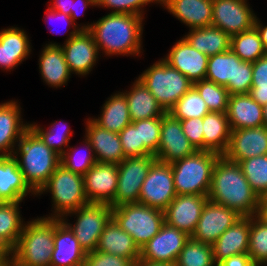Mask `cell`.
Listing matches in <instances>:
<instances>
[{
  "label": "cell",
  "instance_id": "f546056e",
  "mask_svg": "<svg viewBox=\"0 0 267 266\" xmlns=\"http://www.w3.org/2000/svg\"><path fill=\"white\" fill-rule=\"evenodd\" d=\"M36 193L25 182L14 157H0V202H22Z\"/></svg>",
  "mask_w": 267,
  "mask_h": 266
},
{
  "label": "cell",
  "instance_id": "d590c367",
  "mask_svg": "<svg viewBox=\"0 0 267 266\" xmlns=\"http://www.w3.org/2000/svg\"><path fill=\"white\" fill-rule=\"evenodd\" d=\"M236 62H243L232 50L209 57L205 80L227 87L235 84Z\"/></svg>",
  "mask_w": 267,
  "mask_h": 266
},
{
  "label": "cell",
  "instance_id": "83f0119b",
  "mask_svg": "<svg viewBox=\"0 0 267 266\" xmlns=\"http://www.w3.org/2000/svg\"><path fill=\"white\" fill-rule=\"evenodd\" d=\"M39 56V73L43 81L52 88L67 85L71 72L65 61L61 45L58 43L46 44Z\"/></svg>",
  "mask_w": 267,
  "mask_h": 266
},
{
  "label": "cell",
  "instance_id": "ac0fdd59",
  "mask_svg": "<svg viewBox=\"0 0 267 266\" xmlns=\"http://www.w3.org/2000/svg\"><path fill=\"white\" fill-rule=\"evenodd\" d=\"M207 200L208 196L177 195L164 210L165 223L185 232L191 237Z\"/></svg>",
  "mask_w": 267,
  "mask_h": 266
},
{
  "label": "cell",
  "instance_id": "c3c4849f",
  "mask_svg": "<svg viewBox=\"0 0 267 266\" xmlns=\"http://www.w3.org/2000/svg\"><path fill=\"white\" fill-rule=\"evenodd\" d=\"M126 157L143 156V143H140L139 121H134L118 133Z\"/></svg>",
  "mask_w": 267,
  "mask_h": 266
},
{
  "label": "cell",
  "instance_id": "74e56055",
  "mask_svg": "<svg viewBox=\"0 0 267 266\" xmlns=\"http://www.w3.org/2000/svg\"><path fill=\"white\" fill-rule=\"evenodd\" d=\"M61 120L53 122L47 129L35 124H29V127L41 138V140L58 155L65 152V148L69 146V141L73 131L69 126ZM58 128V129H57ZM64 147V148H63Z\"/></svg>",
  "mask_w": 267,
  "mask_h": 266
},
{
  "label": "cell",
  "instance_id": "7402d4cb",
  "mask_svg": "<svg viewBox=\"0 0 267 266\" xmlns=\"http://www.w3.org/2000/svg\"><path fill=\"white\" fill-rule=\"evenodd\" d=\"M21 109L15 100L0 104V157H12L15 146L29 128V123L22 121Z\"/></svg>",
  "mask_w": 267,
  "mask_h": 266
},
{
  "label": "cell",
  "instance_id": "816d5d0a",
  "mask_svg": "<svg viewBox=\"0 0 267 266\" xmlns=\"http://www.w3.org/2000/svg\"><path fill=\"white\" fill-rule=\"evenodd\" d=\"M182 130L198 151H204L203 117L181 120Z\"/></svg>",
  "mask_w": 267,
  "mask_h": 266
},
{
  "label": "cell",
  "instance_id": "d4e9b609",
  "mask_svg": "<svg viewBox=\"0 0 267 266\" xmlns=\"http://www.w3.org/2000/svg\"><path fill=\"white\" fill-rule=\"evenodd\" d=\"M23 29L10 27L0 31V68L10 71L31 53L30 40Z\"/></svg>",
  "mask_w": 267,
  "mask_h": 266
},
{
  "label": "cell",
  "instance_id": "bcb514c9",
  "mask_svg": "<svg viewBox=\"0 0 267 266\" xmlns=\"http://www.w3.org/2000/svg\"><path fill=\"white\" fill-rule=\"evenodd\" d=\"M249 95L262 106L267 103V54L252 63V85Z\"/></svg>",
  "mask_w": 267,
  "mask_h": 266
},
{
  "label": "cell",
  "instance_id": "9c48e42d",
  "mask_svg": "<svg viewBox=\"0 0 267 266\" xmlns=\"http://www.w3.org/2000/svg\"><path fill=\"white\" fill-rule=\"evenodd\" d=\"M74 215L77 218L75 224L72 225L68 223L67 216ZM111 219L112 207L109 204L88 203L68 213L61 220L74 233L83 250L90 252L96 250L100 235Z\"/></svg>",
  "mask_w": 267,
  "mask_h": 266
},
{
  "label": "cell",
  "instance_id": "484cf974",
  "mask_svg": "<svg viewBox=\"0 0 267 266\" xmlns=\"http://www.w3.org/2000/svg\"><path fill=\"white\" fill-rule=\"evenodd\" d=\"M250 217H241L230 226L213 244L214 261L218 265L232 255L248 252Z\"/></svg>",
  "mask_w": 267,
  "mask_h": 266
},
{
  "label": "cell",
  "instance_id": "f907efd6",
  "mask_svg": "<svg viewBox=\"0 0 267 266\" xmlns=\"http://www.w3.org/2000/svg\"><path fill=\"white\" fill-rule=\"evenodd\" d=\"M84 266H134V263L124 257L100 252H86Z\"/></svg>",
  "mask_w": 267,
  "mask_h": 266
},
{
  "label": "cell",
  "instance_id": "f5cc1de1",
  "mask_svg": "<svg viewBox=\"0 0 267 266\" xmlns=\"http://www.w3.org/2000/svg\"><path fill=\"white\" fill-rule=\"evenodd\" d=\"M217 266H255L248 253L232 255L221 261Z\"/></svg>",
  "mask_w": 267,
  "mask_h": 266
},
{
  "label": "cell",
  "instance_id": "2e32d148",
  "mask_svg": "<svg viewBox=\"0 0 267 266\" xmlns=\"http://www.w3.org/2000/svg\"><path fill=\"white\" fill-rule=\"evenodd\" d=\"M85 194L89 203L115 207L118 184V164L95 163L84 175Z\"/></svg>",
  "mask_w": 267,
  "mask_h": 266
},
{
  "label": "cell",
  "instance_id": "1f68e13d",
  "mask_svg": "<svg viewBox=\"0 0 267 266\" xmlns=\"http://www.w3.org/2000/svg\"><path fill=\"white\" fill-rule=\"evenodd\" d=\"M230 136L227 113L209 112L203 117L204 151L224 155L230 143Z\"/></svg>",
  "mask_w": 267,
  "mask_h": 266
},
{
  "label": "cell",
  "instance_id": "d6a6232c",
  "mask_svg": "<svg viewBox=\"0 0 267 266\" xmlns=\"http://www.w3.org/2000/svg\"><path fill=\"white\" fill-rule=\"evenodd\" d=\"M184 38L208 57L231 50V36L212 25L190 29Z\"/></svg>",
  "mask_w": 267,
  "mask_h": 266
},
{
  "label": "cell",
  "instance_id": "6f0895ef",
  "mask_svg": "<svg viewBox=\"0 0 267 266\" xmlns=\"http://www.w3.org/2000/svg\"><path fill=\"white\" fill-rule=\"evenodd\" d=\"M255 216L267 224V196L259 198V204L257 206Z\"/></svg>",
  "mask_w": 267,
  "mask_h": 266
},
{
  "label": "cell",
  "instance_id": "681fc988",
  "mask_svg": "<svg viewBox=\"0 0 267 266\" xmlns=\"http://www.w3.org/2000/svg\"><path fill=\"white\" fill-rule=\"evenodd\" d=\"M252 85V63L236 62L235 84H228L226 89L230 95L249 94Z\"/></svg>",
  "mask_w": 267,
  "mask_h": 266
},
{
  "label": "cell",
  "instance_id": "5b68a950",
  "mask_svg": "<svg viewBox=\"0 0 267 266\" xmlns=\"http://www.w3.org/2000/svg\"><path fill=\"white\" fill-rule=\"evenodd\" d=\"M220 156L212 151H197L171 163L176 194L208 196L212 172Z\"/></svg>",
  "mask_w": 267,
  "mask_h": 266
},
{
  "label": "cell",
  "instance_id": "4dcf8cb0",
  "mask_svg": "<svg viewBox=\"0 0 267 266\" xmlns=\"http://www.w3.org/2000/svg\"><path fill=\"white\" fill-rule=\"evenodd\" d=\"M128 104L131 122L162 117L166 112L138 78L129 91L122 92Z\"/></svg>",
  "mask_w": 267,
  "mask_h": 266
},
{
  "label": "cell",
  "instance_id": "7c38bea8",
  "mask_svg": "<svg viewBox=\"0 0 267 266\" xmlns=\"http://www.w3.org/2000/svg\"><path fill=\"white\" fill-rule=\"evenodd\" d=\"M61 49L72 74H90L99 58V49L88 30L74 29L70 32Z\"/></svg>",
  "mask_w": 267,
  "mask_h": 266
},
{
  "label": "cell",
  "instance_id": "d6986e66",
  "mask_svg": "<svg viewBox=\"0 0 267 266\" xmlns=\"http://www.w3.org/2000/svg\"><path fill=\"white\" fill-rule=\"evenodd\" d=\"M162 59L192 83L205 80L209 57L193 48L184 37L178 40Z\"/></svg>",
  "mask_w": 267,
  "mask_h": 266
},
{
  "label": "cell",
  "instance_id": "7bdbcfd3",
  "mask_svg": "<svg viewBox=\"0 0 267 266\" xmlns=\"http://www.w3.org/2000/svg\"><path fill=\"white\" fill-rule=\"evenodd\" d=\"M193 87L198 91L210 112L227 113L230 94L225 86L201 80L193 83Z\"/></svg>",
  "mask_w": 267,
  "mask_h": 266
},
{
  "label": "cell",
  "instance_id": "ffe728a7",
  "mask_svg": "<svg viewBox=\"0 0 267 266\" xmlns=\"http://www.w3.org/2000/svg\"><path fill=\"white\" fill-rule=\"evenodd\" d=\"M267 155V127L231 130L230 143L224 156L233 162Z\"/></svg>",
  "mask_w": 267,
  "mask_h": 266
},
{
  "label": "cell",
  "instance_id": "db71d44e",
  "mask_svg": "<svg viewBox=\"0 0 267 266\" xmlns=\"http://www.w3.org/2000/svg\"><path fill=\"white\" fill-rule=\"evenodd\" d=\"M45 13L47 14V16H46L47 18L44 19L45 21L48 18H49V21L52 18L57 19V20L59 19L62 22H64L66 24V26L69 25V26H72L73 29H80L81 30V27H80L81 25L79 24V26H78V24H74L73 21H72V18L67 14H64V13H61L59 11L53 10L49 6H48V9H47V11ZM46 22L48 23V21H46ZM50 32H54V30L51 29ZM56 32L57 31H55L54 33H56Z\"/></svg>",
  "mask_w": 267,
  "mask_h": 266
},
{
  "label": "cell",
  "instance_id": "60d3db41",
  "mask_svg": "<svg viewBox=\"0 0 267 266\" xmlns=\"http://www.w3.org/2000/svg\"><path fill=\"white\" fill-rule=\"evenodd\" d=\"M210 111L199 95L198 91L192 86L168 112L175 119L188 120L191 118H201Z\"/></svg>",
  "mask_w": 267,
  "mask_h": 266
},
{
  "label": "cell",
  "instance_id": "9f6ffc18",
  "mask_svg": "<svg viewBox=\"0 0 267 266\" xmlns=\"http://www.w3.org/2000/svg\"><path fill=\"white\" fill-rule=\"evenodd\" d=\"M50 8L61 13L71 15V9L73 6L74 0H51ZM53 3V4H52Z\"/></svg>",
  "mask_w": 267,
  "mask_h": 266
},
{
  "label": "cell",
  "instance_id": "f6af8a7d",
  "mask_svg": "<svg viewBox=\"0 0 267 266\" xmlns=\"http://www.w3.org/2000/svg\"><path fill=\"white\" fill-rule=\"evenodd\" d=\"M161 117L139 120L140 143H143V156L154 155L160 143Z\"/></svg>",
  "mask_w": 267,
  "mask_h": 266
},
{
  "label": "cell",
  "instance_id": "f35d334b",
  "mask_svg": "<svg viewBox=\"0 0 267 266\" xmlns=\"http://www.w3.org/2000/svg\"><path fill=\"white\" fill-rule=\"evenodd\" d=\"M175 266H217L212 244L202 243L190 237L184 244Z\"/></svg>",
  "mask_w": 267,
  "mask_h": 266
},
{
  "label": "cell",
  "instance_id": "e575fe53",
  "mask_svg": "<svg viewBox=\"0 0 267 266\" xmlns=\"http://www.w3.org/2000/svg\"><path fill=\"white\" fill-rule=\"evenodd\" d=\"M20 203L0 202V241L10 250L16 246L25 225L19 211Z\"/></svg>",
  "mask_w": 267,
  "mask_h": 266
},
{
  "label": "cell",
  "instance_id": "836d02e7",
  "mask_svg": "<svg viewBox=\"0 0 267 266\" xmlns=\"http://www.w3.org/2000/svg\"><path fill=\"white\" fill-rule=\"evenodd\" d=\"M107 99L102 107L100 117L91 119L108 131L120 133L131 123L126 97L122 92H117Z\"/></svg>",
  "mask_w": 267,
  "mask_h": 266
},
{
  "label": "cell",
  "instance_id": "30bf717a",
  "mask_svg": "<svg viewBox=\"0 0 267 266\" xmlns=\"http://www.w3.org/2000/svg\"><path fill=\"white\" fill-rule=\"evenodd\" d=\"M176 196L171 164L156 160L141 186L138 202L164 211Z\"/></svg>",
  "mask_w": 267,
  "mask_h": 266
},
{
  "label": "cell",
  "instance_id": "680465c9",
  "mask_svg": "<svg viewBox=\"0 0 267 266\" xmlns=\"http://www.w3.org/2000/svg\"><path fill=\"white\" fill-rule=\"evenodd\" d=\"M260 22L261 21L259 20V18L256 17L255 26L254 27L257 29V31L259 33V36H260V39L262 41V45H263L264 51L267 54V26H263V24L260 23Z\"/></svg>",
  "mask_w": 267,
  "mask_h": 266
},
{
  "label": "cell",
  "instance_id": "6da1fadb",
  "mask_svg": "<svg viewBox=\"0 0 267 266\" xmlns=\"http://www.w3.org/2000/svg\"><path fill=\"white\" fill-rule=\"evenodd\" d=\"M144 17L134 14L109 13L97 22L84 24L99 49L106 56H140Z\"/></svg>",
  "mask_w": 267,
  "mask_h": 266
},
{
  "label": "cell",
  "instance_id": "3957f363",
  "mask_svg": "<svg viewBox=\"0 0 267 266\" xmlns=\"http://www.w3.org/2000/svg\"><path fill=\"white\" fill-rule=\"evenodd\" d=\"M12 157L18 162L25 182L36 194L60 165V155L50 149L30 127L24 132Z\"/></svg>",
  "mask_w": 267,
  "mask_h": 266
},
{
  "label": "cell",
  "instance_id": "603a6c76",
  "mask_svg": "<svg viewBox=\"0 0 267 266\" xmlns=\"http://www.w3.org/2000/svg\"><path fill=\"white\" fill-rule=\"evenodd\" d=\"M86 252L70 228L55 219L54 248L50 266H84Z\"/></svg>",
  "mask_w": 267,
  "mask_h": 266
},
{
  "label": "cell",
  "instance_id": "5bb4252c",
  "mask_svg": "<svg viewBox=\"0 0 267 266\" xmlns=\"http://www.w3.org/2000/svg\"><path fill=\"white\" fill-rule=\"evenodd\" d=\"M189 238L185 232L164 223L160 231L140 249V260L175 265Z\"/></svg>",
  "mask_w": 267,
  "mask_h": 266
},
{
  "label": "cell",
  "instance_id": "ee69618b",
  "mask_svg": "<svg viewBox=\"0 0 267 266\" xmlns=\"http://www.w3.org/2000/svg\"><path fill=\"white\" fill-rule=\"evenodd\" d=\"M84 145L88 153H82L80 150H76L75 147L68 146V149L60 156V164H62L66 169L84 175L95 163V156L93 153V148L89 141L85 138L83 139ZM79 151V152H78Z\"/></svg>",
  "mask_w": 267,
  "mask_h": 266
},
{
  "label": "cell",
  "instance_id": "7a4b0ae2",
  "mask_svg": "<svg viewBox=\"0 0 267 266\" xmlns=\"http://www.w3.org/2000/svg\"><path fill=\"white\" fill-rule=\"evenodd\" d=\"M208 200L235 210L240 216L255 215L259 196L250 187L239 163L221 155L212 172Z\"/></svg>",
  "mask_w": 267,
  "mask_h": 266
},
{
  "label": "cell",
  "instance_id": "8d00e7d4",
  "mask_svg": "<svg viewBox=\"0 0 267 266\" xmlns=\"http://www.w3.org/2000/svg\"><path fill=\"white\" fill-rule=\"evenodd\" d=\"M231 50L245 62L254 63L266 55L259 33L255 27L231 36Z\"/></svg>",
  "mask_w": 267,
  "mask_h": 266
},
{
  "label": "cell",
  "instance_id": "91938a15",
  "mask_svg": "<svg viewBox=\"0 0 267 266\" xmlns=\"http://www.w3.org/2000/svg\"><path fill=\"white\" fill-rule=\"evenodd\" d=\"M134 266H175L174 264L171 263H155V262H147L144 260H138Z\"/></svg>",
  "mask_w": 267,
  "mask_h": 266
},
{
  "label": "cell",
  "instance_id": "11a10c76",
  "mask_svg": "<svg viewBox=\"0 0 267 266\" xmlns=\"http://www.w3.org/2000/svg\"><path fill=\"white\" fill-rule=\"evenodd\" d=\"M89 6L95 7L97 6V2L95 0H74L70 15L74 24L76 22V18L81 15L80 13H83V11Z\"/></svg>",
  "mask_w": 267,
  "mask_h": 266
},
{
  "label": "cell",
  "instance_id": "ab89813d",
  "mask_svg": "<svg viewBox=\"0 0 267 266\" xmlns=\"http://www.w3.org/2000/svg\"><path fill=\"white\" fill-rule=\"evenodd\" d=\"M248 255L255 266H267V224L250 217Z\"/></svg>",
  "mask_w": 267,
  "mask_h": 266
},
{
  "label": "cell",
  "instance_id": "8992f818",
  "mask_svg": "<svg viewBox=\"0 0 267 266\" xmlns=\"http://www.w3.org/2000/svg\"><path fill=\"white\" fill-rule=\"evenodd\" d=\"M51 193L53 214L47 218L62 219L70 212L89 203L85 194L84 177L60 164L50 176L48 182L38 191Z\"/></svg>",
  "mask_w": 267,
  "mask_h": 266
},
{
  "label": "cell",
  "instance_id": "8fae6325",
  "mask_svg": "<svg viewBox=\"0 0 267 266\" xmlns=\"http://www.w3.org/2000/svg\"><path fill=\"white\" fill-rule=\"evenodd\" d=\"M154 155L125 157L118 164V184L115 207L123 204L138 203L141 186L156 161Z\"/></svg>",
  "mask_w": 267,
  "mask_h": 266
},
{
  "label": "cell",
  "instance_id": "277c9868",
  "mask_svg": "<svg viewBox=\"0 0 267 266\" xmlns=\"http://www.w3.org/2000/svg\"><path fill=\"white\" fill-rule=\"evenodd\" d=\"M54 236L55 218L27 221L11 254L26 266H50Z\"/></svg>",
  "mask_w": 267,
  "mask_h": 266
},
{
  "label": "cell",
  "instance_id": "4316f807",
  "mask_svg": "<svg viewBox=\"0 0 267 266\" xmlns=\"http://www.w3.org/2000/svg\"><path fill=\"white\" fill-rule=\"evenodd\" d=\"M227 117L231 130L264 125L263 106L254 101L249 94L229 96Z\"/></svg>",
  "mask_w": 267,
  "mask_h": 266
},
{
  "label": "cell",
  "instance_id": "9a60e30c",
  "mask_svg": "<svg viewBox=\"0 0 267 266\" xmlns=\"http://www.w3.org/2000/svg\"><path fill=\"white\" fill-rule=\"evenodd\" d=\"M197 151L185 136L181 120L175 119L170 113H165L161 117L160 143L154 154L156 159L171 164Z\"/></svg>",
  "mask_w": 267,
  "mask_h": 266
},
{
  "label": "cell",
  "instance_id": "94428289",
  "mask_svg": "<svg viewBox=\"0 0 267 266\" xmlns=\"http://www.w3.org/2000/svg\"><path fill=\"white\" fill-rule=\"evenodd\" d=\"M2 266H26L16 259L12 254L6 259Z\"/></svg>",
  "mask_w": 267,
  "mask_h": 266
},
{
  "label": "cell",
  "instance_id": "b9f144b4",
  "mask_svg": "<svg viewBox=\"0 0 267 266\" xmlns=\"http://www.w3.org/2000/svg\"><path fill=\"white\" fill-rule=\"evenodd\" d=\"M239 164L250 187L259 198L267 196V155L248 158Z\"/></svg>",
  "mask_w": 267,
  "mask_h": 266
},
{
  "label": "cell",
  "instance_id": "52a82bcc",
  "mask_svg": "<svg viewBox=\"0 0 267 266\" xmlns=\"http://www.w3.org/2000/svg\"><path fill=\"white\" fill-rule=\"evenodd\" d=\"M138 79L147 87L159 105L168 113L193 83L163 59L143 71Z\"/></svg>",
  "mask_w": 267,
  "mask_h": 266
},
{
  "label": "cell",
  "instance_id": "be15d7a7",
  "mask_svg": "<svg viewBox=\"0 0 267 266\" xmlns=\"http://www.w3.org/2000/svg\"><path fill=\"white\" fill-rule=\"evenodd\" d=\"M264 126L267 127V103L263 105Z\"/></svg>",
  "mask_w": 267,
  "mask_h": 266
},
{
  "label": "cell",
  "instance_id": "4fadbf2b",
  "mask_svg": "<svg viewBox=\"0 0 267 266\" xmlns=\"http://www.w3.org/2000/svg\"><path fill=\"white\" fill-rule=\"evenodd\" d=\"M253 12L247 0H213L211 25L233 36L255 26Z\"/></svg>",
  "mask_w": 267,
  "mask_h": 266
},
{
  "label": "cell",
  "instance_id": "e7e4bbea",
  "mask_svg": "<svg viewBox=\"0 0 267 266\" xmlns=\"http://www.w3.org/2000/svg\"><path fill=\"white\" fill-rule=\"evenodd\" d=\"M8 257H0V266H2L4 264V262L6 261Z\"/></svg>",
  "mask_w": 267,
  "mask_h": 266
},
{
  "label": "cell",
  "instance_id": "e0dca14e",
  "mask_svg": "<svg viewBox=\"0 0 267 266\" xmlns=\"http://www.w3.org/2000/svg\"><path fill=\"white\" fill-rule=\"evenodd\" d=\"M241 217L235 210L207 200L191 238L202 243L213 244Z\"/></svg>",
  "mask_w": 267,
  "mask_h": 266
},
{
  "label": "cell",
  "instance_id": "ba28073f",
  "mask_svg": "<svg viewBox=\"0 0 267 266\" xmlns=\"http://www.w3.org/2000/svg\"><path fill=\"white\" fill-rule=\"evenodd\" d=\"M112 218L141 249L165 223L164 211L142 203L123 204L112 208Z\"/></svg>",
  "mask_w": 267,
  "mask_h": 266
},
{
  "label": "cell",
  "instance_id": "f1b7e54d",
  "mask_svg": "<svg viewBox=\"0 0 267 266\" xmlns=\"http://www.w3.org/2000/svg\"><path fill=\"white\" fill-rule=\"evenodd\" d=\"M96 250L127 258L134 264L140 259L139 247L113 218L100 235Z\"/></svg>",
  "mask_w": 267,
  "mask_h": 266
},
{
  "label": "cell",
  "instance_id": "44dd1931",
  "mask_svg": "<svg viewBox=\"0 0 267 266\" xmlns=\"http://www.w3.org/2000/svg\"><path fill=\"white\" fill-rule=\"evenodd\" d=\"M85 131L84 138L92 146L97 163L120 164L126 157L118 133L100 127L90 117L87 118Z\"/></svg>",
  "mask_w": 267,
  "mask_h": 266
},
{
  "label": "cell",
  "instance_id": "6125c7cd",
  "mask_svg": "<svg viewBox=\"0 0 267 266\" xmlns=\"http://www.w3.org/2000/svg\"><path fill=\"white\" fill-rule=\"evenodd\" d=\"M11 255V250L0 241V257H9Z\"/></svg>",
  "mask_w": 267,
  "mask_h": 266
},
{
  "label": "cell",
  "instance_id": "cb8c5ba5",
  "mask_svg": "<svg viewBox=\"0 0 267 266\" xmlns=\"http://www.w3.org/2000/svg\"><path fill=\"white\" fill-rule=\"evenodd\" d=\"M160 5L189 29L211 25L213 0H160Z\"/></svg>",
  "mask_w": 267,
  "mask_h": 266
},
{
  "label": "cell",
  "instance_id": "7dc6e473",
  "mask_svg": "<svg viewBox=\"0 0 267 266\" xmlns=\"http://www.w3.org/2000/svg\"><path fill=\"white\" fill-rule=\"evenodd\" d=\"M156 3L160 4V0H97V6L102 8H111L112 13L134 14L144 17V6Z\"/></svg>",
  "mask_w": 267,
  "mask_h": 266
}]
</instances>
